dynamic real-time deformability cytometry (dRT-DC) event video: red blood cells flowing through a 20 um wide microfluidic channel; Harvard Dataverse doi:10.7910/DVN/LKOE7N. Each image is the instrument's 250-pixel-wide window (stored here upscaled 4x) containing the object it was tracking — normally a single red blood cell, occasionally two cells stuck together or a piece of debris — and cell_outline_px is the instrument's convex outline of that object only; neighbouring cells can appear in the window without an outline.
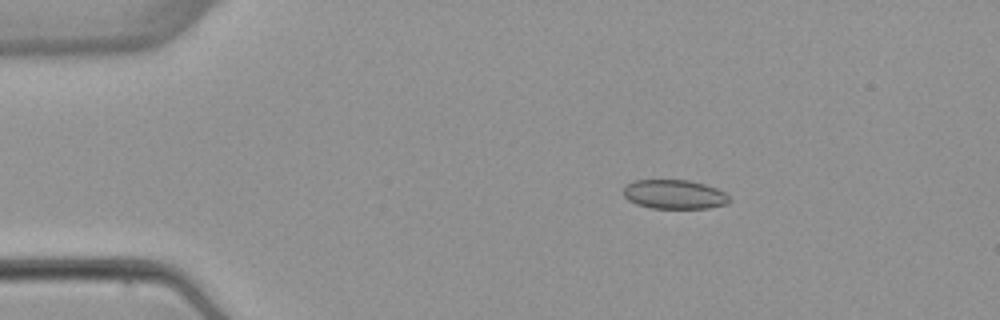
{"species": "common noctule bat (a hibernating species)", "species_latin": "Nyctalus noctula", "temperature_condition": "warm", "stored_images_in_passage": 5, "camera_frame_rate_fps": 3000, "um_per_image_px": 0.085, "animal": {"sex": "female", "body_mass_g": 22.7, "forearm_length_mm": 54.2}, "frame": {"image": 1, "passage_image": 3, "time_ms": 2.333, "image_size_px": [1000, 320], "cell_outline_px": [[732, 200], [728, 204], [708, 208], [652, 208], [636, 204], [628, 200], [624, 196], [624, 184], [632, 180], [688, 180], [704, 184], [716, 188], [724, 192]], "centroid_in_image_um": [57.31, 16.52], "position_along_channel_um": 27.7, "area_um2": 18.15}}
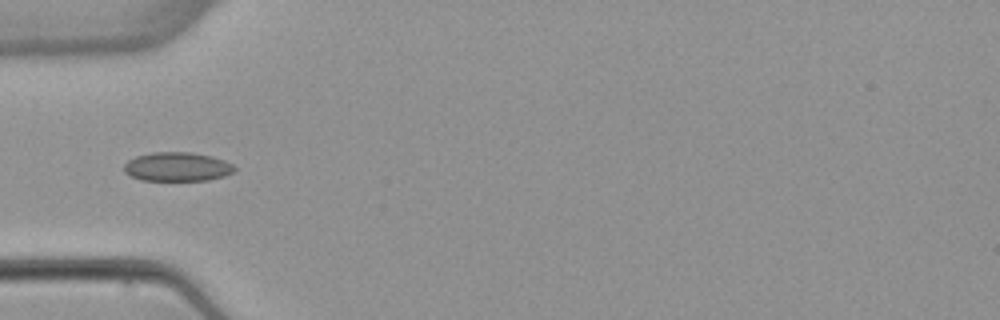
{"frame": {"image": 2, "passage_image": 5, "time_ms": 5.0, "image_size_px": [1000, 320], "cell_outline_px": [[236, 168], [232, 172], [224, 176], [208, 180], [140, 180], [124, 172], [124, 164], [128, 160], [136, 156], [152, 152], [192, 152], [212, 156], [224, 160], [232, 164]], "centroid_in_image_um": [15.06, 14.16], "position_along_channel_um": 69.9, "area_um2": 18.67}}